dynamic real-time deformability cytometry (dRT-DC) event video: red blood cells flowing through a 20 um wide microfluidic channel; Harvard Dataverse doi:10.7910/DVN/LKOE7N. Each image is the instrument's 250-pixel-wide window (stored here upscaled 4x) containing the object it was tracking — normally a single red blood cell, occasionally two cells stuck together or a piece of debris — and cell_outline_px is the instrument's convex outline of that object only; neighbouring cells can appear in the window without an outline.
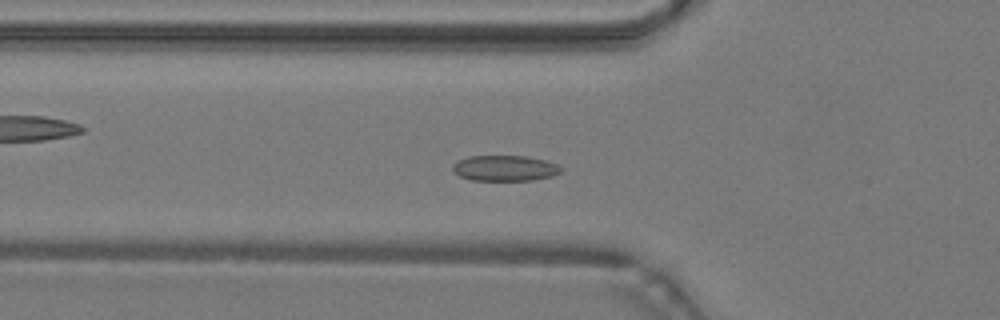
{"species": "common noctule bat (a hibernating species)", "species_latin": "Nyctalus noctula", "temperature_condition": "warm", "stored_images_in_passage": 43, "camera_frame_rate_fps": 3000, "um_per_image_px": 0.085, "animal": {"sex": "male", "body_mass_g": 19.2, "forearm_length_mm": 51.8}, "frame": {"image": 1, "passage_image": 11, "time_ms": 3.333, "image_size_px": [1000, 320], "cell_outline_px": [[564, 168], [560, 172], [552, 176], [532, 180], [472, 180], [460, 176], [452, 168], [452, 164], [468, 156], [528, 156], [544, 160], [556, 164]], "centroid_in_image_um": [42.93, 14.29], "position_along_channel_um": 82.9, "area_um2": 16.07}}
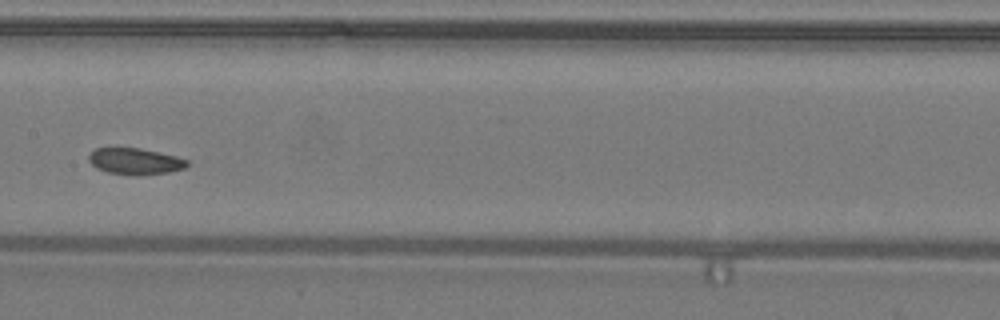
{"frame": {"image": 2, "passage_image": 19, "time_ms": 6.0, "image_size_px": [1000, 320], "cell_outline_px": [[188, 164], [184, 168], [168, 172], [136, 176], [108, 172], [96, 168], [88, 160], [88, 156], [96, 148], [140, 148], [176, 156], [188, 160]], "centroid_in_image_um": [11.48, 13.71], "position_along_channel_um": 195.9, "area_um2": 15.03}}
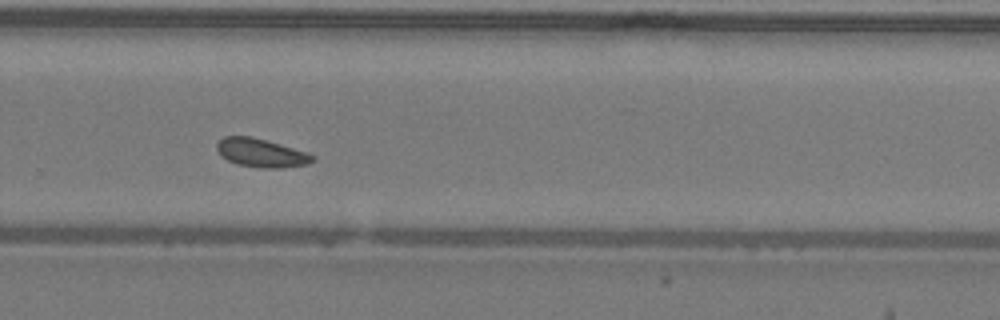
{"frame": {"image": 3, "passage_image": 27, "time_ms": 8.667, "image_size_px": [1000, 320], "cell_outline_px": [[316, 160], [308, 164], [284, 168], [260, 168], [236, 164], [228, 160], [216, 148], [216, 144], [224, 136], [252, 136], [308, 152], [316, 156]], "centroid_in_image_um": [22.26, 13.0], "position_along_channel_um": 307.5, "area_um2": 16.01}}